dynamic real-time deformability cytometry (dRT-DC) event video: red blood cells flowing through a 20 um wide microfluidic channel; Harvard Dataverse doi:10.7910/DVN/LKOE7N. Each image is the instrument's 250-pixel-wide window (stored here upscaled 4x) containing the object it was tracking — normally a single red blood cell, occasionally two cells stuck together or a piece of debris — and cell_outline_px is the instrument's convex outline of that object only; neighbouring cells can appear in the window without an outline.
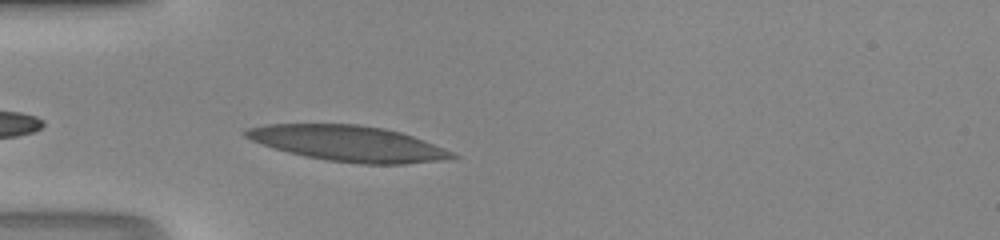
{"species": "human", "species_latin": "Homo sapiens", "temperature_condition": "room temperature", "stored_images_in_passage": 33, "camera_frame_rate_fps": 3000, "um_per_image_px": 0.085, "donor": {"sex": "male"}, "frame": {"image": 1, "passage_image": 2, "time_ms": 0.333, "image_size_px": [1000, 240], "cell_outline_px": [[460, 156], [440, 160], [404, 164], [360, 164], [328, 160], [288, 152], [252, 140], [244, 136], [244, 132], [248, 128], [264, 124], [356, 124], [384, 128], [400, 132], [412, 136], [444, 148]], "centroid_in_image_um": [29.61, 12.19], "position_along_channel_um": 55.4, "area_um2": 42.31}}
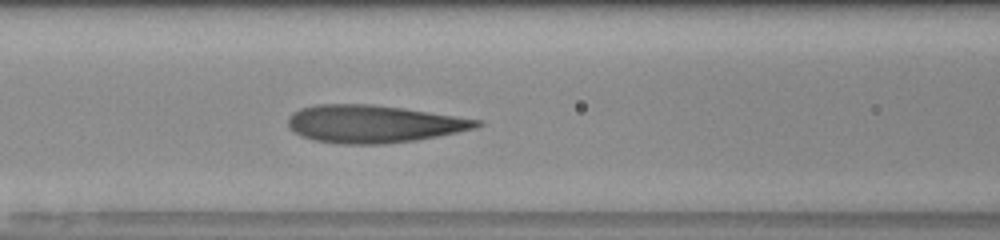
{"frame": {"image": 2, "passage_image": 8, "time_ms": 2.333, "image_size_px": [1000, 240], "cell_outline_px": [[484, 124], [476, 128], [416, 140], [384, 144], [340, 144], [312, 140], [300, 136], [288, 128], [288, 116], [292, 112], [300, 108], [316, 104], [372, 104], [404, 108], [484, 120]], "centroid_in_image_um": [31.72, 10.53], "position_along_channel_um": 134.9, "area_um2": 41.73}}
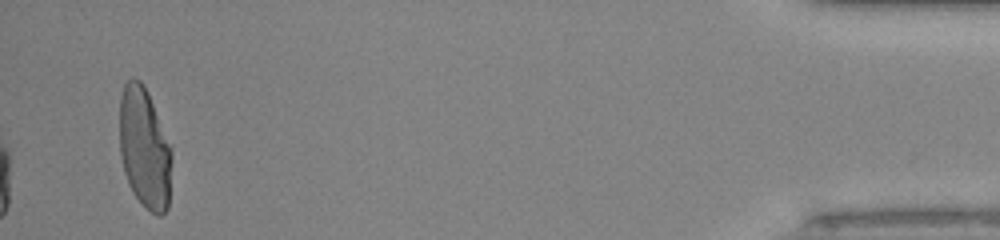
{"frame": {"image": 3, "passage_image": 33, "time_ms": 10.667, "image_size_px": [1000, 240], "cell_outline_px": [[172, 160], [168, 208], [160, 216], [152, 212], [132, 192], [128, 184], [124, 172], [120, 156], [120, 96], [124, 84], [132, 76], [140, 80], [144, 84], [148, 92], [172, 152]], "centroid_in_image_um": [12.27, 12.57], "position_along_channel_um": 422.9, "area_um2": 36.65}}